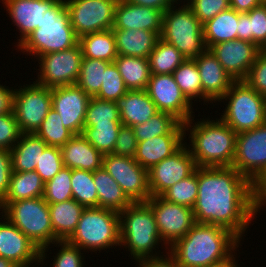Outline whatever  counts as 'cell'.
<instances>
[{"label":"cell","instance_id":"obj_58","mask_svg":"<svg viewBox=\"0 0 266 267\" xmlns=\"http://www.w3.org/2000/svg\"><path fill=\"white\" fill-rule=\"evenodd\" d=\"M230 8L238 13H248L251 9L265 3L264 0H229Z\"/></svg>","mask_w":266,"mask_h":267},{"label":"cell","instance_id":"obj_34","mask_svg":"<svg viewBox=\"0 0 266 267\" xmlns=\"http://www.w3.org/2000/svg\"><path fill=\"white\" fill-rule=\"evenodd\" d=\"M128 90H145L151 71L148 58L118 55L114 60Z\"/></svg>","mask_w":266,"mask_h":267},{"label":"cell","instance_id":"obj_27","mask_svg":"<svg viewBox=\"0 0 266 267\" xmlns=\"http://www.w3.org/2000/svg\"><path fill=\"white\" fill-rule=\"evenodd\" d=\"M118 55L149 58L157 40L155 32L138 29H112Z\"/></svg>","mask_w":266,"mask_h":267},{"label":"cell","instance_id":"obj_47","mask_svg":"<svg viewBox=\"0 0 266 267\" xmlns=\"http://www.w3.org/2000/svg\"><path fill=\"white\" fill-rule=\"evenodd\" d=\"M61 149L47 146L41 154L35 171L41 176L44 183L51 180L63 167Z\"/></svg>","mask_w":266,"mask_h":267},{"label":"cell","instance_id":"obj_51","mask_svg":"<svg viewBox=\"0 0 266 267\" xmlns=\"http://www.w3.org/2000/svg\"><path fill=\"white\" fill-rule=\"evenodd\" d=\"M21 134L13 111L0 115V149L10 151L18 142Z\"/></svg>","mask_w":266,"mask_h":267},{"label":"cell","instance_id":"obj_1","mask_svg":"<svg viewBox=\"0 0 266 267\" xmlns=\"http://www.w3.org/2000/svg\"><path fill=\"white\" fill-rule=\"evenodd\" d=\"M197 177L195 222L224 227L242 241L261 210L253 199L251 182L233 167H197Z\"/></svg>","mask_w":266,"mask_h":267},{"label":"cell","instance_id":"obj_10","mask_svg":"<svg viewBox=\"0 0 266 267\" xmlns=\"http://www.w3.org/2000/svg\"><path fill=\"white\" fill-rule=\"evenodd\" d=\"M18 88L14 89L12 111L20 131L35 134L52 108L51 88L36 82Z\"/></svg>","mask_w":266,"mask_h":267},{"label":"cell","instance_id":"obj_22","mask_svg":"<svg viewBox=\"0 0 266 267\" xmlns=\"http://www.w3.org/2000/svg\"><path fill=\"white\" fill-rule=\"evenodd\" d=\"M60 0H2L12 24L20 35L17 46L40 25L43 13L52 9Z\"/></svg>","mask_w":266,"mask_h":267},{"label":"cell","instance_id":"obj_41","mask_svg":"<svg viewBox=\"0 0 266 267\" xmlns=\"http://www.w3.org/2000/svg\"><path fill=\"white\" fill-rule=\"evenodd\" d=\"M47 146L63 147L74 134L64 127L61 117L54 110L50 109L48 115L42 121L40 128L35 133Z\"/></svg>","mask_w":266,"mask_h":267},{"label":"cell","instance_id":"obj_4","mask_svg":"<svg viewBox=\"0 0 266 267\" xmlns=\"http://www.w3.org/2000/svg\"><path fill=\"white\" fill-rule=\"evenodd\" d=\"M119 226V248L123 246L128 248L127 251L136 262L145 258L160 256V250L157 251L156 248L159 249L158 245L161 243L165 250L169 249L162 242L154 212L146 202H134L121 211L119 213Z\"/></svg>","mask_w":266,"mask_h":267},{"label":"cell","instance_id":"obj_9","mask_svg":"<svg viewBox=\"0 0 266 267\" xmlns=\"http://www.w3.org/2000/svg\"><path fill=\"white\" fill-rule=\"evenodd\" d=\"M224 101L220 119L237 134L266 123V98L244 81H235L219 102Z\"/></svg>","mask_w":266,"mask_h":267},{"label":"cell","instance_id":"obj_32","mask_svg":"<svg viewBox=\"0 0 266 267\" xmlns=\"http://www.w3.org/2000/svg\"><path fill=\"white\" fill-rule=\"evenodd\" d=\"M238 22L239 13L229 8L204 23L203 34L207 49L220 42L236 40Z\"/></svg>","mask_w":266,"mask_h":267},{"label":"cell","instance_id":"obj_2","mask_svg":"<svg viewBox=\"0 0 266 267\" xmlns=\"http://www.w3.org/2000/svg\"><path fill=\"white\" fill-rule=\"evenodd\" d=\"M240 242L235 234L224 227L195 223L168 251L180 267H217L234 258Z\"/></svg>","mask_w":266,"mask_h":267},{"label":"cell","instance_id":"obj_36","mask_svg":"<svg viewBox=\"0 0 266 267\" xmlns=\"http://www.w3.org/2000/svg\"><path fill=\"white\" fill-rule=\"evenodd\" d=\"M132 128L138 142L161 135H185L183 123L172 114L160 111L147 122Z\"/></svg>","mask_w":266,"mask_h":267},{"label":"cell","instance_id":"obj_43","mask_svg":"<svg viewBox=\"0 0 266 267\" xmlns=\"http://www.w3.org/2000/svg\"><path fill=\"white\" fill-rule=\"evenodd\" d=\"M98 123H121L117 102L91 97L87 106L84 127H92Z\"/></svg>","mask_w":266,"mask_h":267},{"label":"cell","instance_id":"obj_11","mask_svg":"<svg viewBox=\"0 0 266 267\" xmlns=\"http://www.w3.org/2000/svg\"><path fill=\"white\" fill-rule=\"evenodd\" d=\"M82 58L79 43L67 50L39 56L38 79L34 82L48 88L73 85L79 77Z\"/></svg>","mask_w":266,"mask_h":267},{"label":"cell","instance_id":"obj_37","mask_svg":"<svg viewBox=\"0 0 266 267\" xmlns=\"http://www.w3.org/2000/svg\"><path fill=\"white\" fill-rule=\"evenodd\" d=\"M151 74H173L186 58L173 45L159 38L149 56Z\"/></svg>","mask_w":266,"mask_h":267},{"label":"cell","instance_id":"obj_61","mask_svg":"<svg viewBox=\"0 0 266 267\" xmlns=\"http://www.w3.org/2000/svg\"><path fill=\"white\" fill-rule=\"evenodd\" d=\"M175 1H176V2L178 1V2H181V3H183V2H182L183 0H175ZM184 1H185V0H184Z\"/></svg>","mask_w":266,"mask_h":267},{"label":"cell","instance_id":"obj_13","mask_svg":"<svg viewBox=\"0 0 266 267\" xmlns=\"http://www.w3.org/2000/svg\"><path fill=\"white\" fill-rule=\"evenodd\" d=\"M103 167L133 203L146 202L151 197L148 170L137 163L134 157L106 154Z\"/></svg>","mask_w":266,"mask_h":267},{"label":"cell","instance_id":"obj_24","mask_svg":"<svg viewBox=\"0 0 266 267\" xmlns=\"http://www.w3.org/2000/svg\"><path fill=\"white\" fill-rule=\"evenodd\" d=\"M185 135H161L138 142L134 159L149 170L167 157L172 156L185 144Z\"/></svg>","mask_w":266,"mask_h":267},{"label":"cell","instance_id":"obj_45","mask_svg":"<svg viewBox=\"0 0 266 267\" xmlns=\"http://www.w3.org/2000/svg\"><path fill=\"white\" fill-rule=\"evenodd\" d=\"M43 199L47 203H59L73 199L71 188V169H62L44 185Z\"/></svg>","mask_w":266,"mask_h":267},{"label":"cell","instance_id":"obj_19","mask_svg":"<svg viewBox=\"0 0 266 267\" xmlns=\"http://www.w3.org/2000/svg\"><path fill=\"white\" fill-rule=\"evenodd\" d=\"M234 81H243L261 49L245 40L220 42L209 49Z\"/></svg>","mask_w":266,"mask_h":267},{"label":"cell","instance_id":"obj_42","mask_svg":"<svg viewBox=\"0 0 266 267\" xmlns=\"http://www.w3.org/2000/svg\"><path fill=\"white\" fill-rule=\"evenodd\" d=\"M71 188L73 199L85 208L98 207V194L93 182V172L71 170Z\"/></svg>","mask_w":266,"mask_h":267},{"label":"cell","instance_id":"obj_7","mask_svg":"<svg viewBox=\"0 0 266 267\" xmlns=\"http://www.w3.org/2000/svg\"><path fill=\"white\" fill-rule=\"evenodd\" d=\"M87 253L120 246L119 213L100 207L85 208L73 234L66 240Z\"/></svg>","mask_w":266,"mask_h":267},{"label":"cell","instance_id":"obj_44","mask_svg":"<svg viewBox=\"0 0 266 267\" xmlns=\"http://www.w3.org/2000/svg\"><path fill=\"white\" fill-rule=\"evenodd\" d=\"M161 196L169 202L193 208L198 196L197 168L190 176L175 183Z\"/></svg>","mask_w":266,"mask_h":267},{"label":"cell","instance_id":"obj_8","mask_svg":"<svg viewBox=\"0 0 266 267\" xmlns=\"http://www.w3.org/2000/svg\"><path fill=\"white\" fill-rule=\"evenodd\" d=\"M175 4L163 13L160 38L176 47L186 59H195L207 49L203 24L185 2L181 6L180 2Z\"/></svg>","mask_w":266,"mask_h":267},{"label":"cell","instance_id":"obj_14","mask_svg":"<svg viewBox=\"0 0 266 267\" xmlns=\"http://www.w3.org/2000/svg\"><path fill=\"white\" fill-rule=\"evenodd\" d=\"M146 203L154 212L162 241L169 247L196 223L192 208L169 202L162 196H151Z\"/></svg>","mask_w":266,"mask_h":267},{"label":"cell","instance_id":"obj_15","mask_svg":"<svg viewBox=\"0 0 266 267\" xmlns=\"http://www.w3.org/2000/svg\"><path fill=\"white\" fill-rule=\"evenodd\" d=\"M232 167L250 182L266 167V123L236 135Z\"/></svg>","mask_w":266,"mask_h":267},{"label":"cell","instance_id":"obj_59","mask_svg":"<svg viewBox=\"0 0 266 267\" xmlns=\"http://www.w3.org/2000/svg\"><path fill=\"white\" fill-rule=\"evenodd\" d=\"M0 267H19L13 261L0 257Z\"/></svg>","mask_w":266,"mask_h":267},{"label":"cell","instance_id":"obj_39","mask_svg":"<svg viewBox=\"0 0 266 267\" xmlns=\"http://www.w3.org/2000/svg\"><path fill=\"white\" fill-rule=\"evenodd\" d=\"M122 125V123H98L92 127H84L81 135L103 155L111 154Z\"/></svg>","mask_w":266,"mask_h":267},{"label":"cell","instance_id":"obj_16","mask_svg":"<svg viewBox=\"0 0 266 267\" xmlns=\"http://www.w3.org/2000/svg\"><path fill=\"white\" fill-rule=\"evenodd\" d=\"M145 90L158 111L172 114L181 123L195 116L193 103L185 97L173 74H151Z\"/></svg>","mask_w":266,"mask_h":267},{"label":"cell","instance_id":"obj_60","mask_svg":"<svg viewBox=\"0 0 266 267\" xmlns=\"http://www.w3.org/2000/svg\"><path fill=\"white\" fill-rule=\"evenodd\" d=\"M238 260H236V256L230 260L229 262L225 263V264H222L220 266H217V267H240V265L238 264L237 262Z\"/></svg>","mask_w":266,"mask_h":267},{"label":"cell","instance_id":"obj_25","mask_svg":"<svg viewBox=\"0 0 266 267\" xmlns=\"http://www.w3.org/2000/svg\"><path fill=\"white\" fill-rule=\"evenodd\" d=\"M63 165L79 170L96 171L103 167L104 155L96 150L81 134L74 135L63 147Z\"/></svg>","mask_w":266,"mask_h":267},{"label":"cell","instance_id":"obj_57","mask_svg":"<svg viewBox=\"0 0 266 267\" xmlns=\"http://www.w3.org/2000/svg\"><path fill=\"white\" fill-rule=\"evenodd\" d=\"M130 3L150 7L154 9L161 10L163 13L168 10L173 4L176 3L175 0H125Z\"/></svg>","mask_w":266,"mask_h":267},{"label":"cell","instance_id":"obj_53","mask_svg":"<svg viewBox=\"0 0 266 267\" xmlns=\"http://www.w3.org/2000/svg\"><path fill=\"white\" fill-rule=\"evenodd\" d=\"M12 174V158L9 150L0 149V202L5 198Z\"/></svg>","mask_w":266,"mask_h":267},{"label":"cell","instance_id":"obj_3","mask_svg":"<svg viewBox=\"0 0 266 267\" xmlns=\"http://www.w3.org/2000/svg\"><path fill=\"white\" fill-rule=\"evenodd\" d=\"M194 119L183 125L185 139L190 133L187 147L197 167H232L237 133L219 118H200L197 122Z\"/></svg>","mask_w":266,"mask_h":267},{"label":"cell","instance_id":"obj_28","mask_svg":"<svg viewBox=\"0 0 266 267\" xmlns=\"http://www.w3.org/2000/svg\"><path fill=\"white\" fill-rule=\"evenodd\" d=\"M48 205L54 242L67 240L75 231L85 207L74 199Z\"/></svg>","mask_w":266,"mask_h":267},{"label":"cell","instance_id":"obj_31","mask_svg":"<svg viewBox=\"0 0 266 267\" xmlns=\"http://www.w3.org/2000/svg\"><path fill=\"white\" fill-rule=\"evenodd\" d=\"M45 183L34 171H12L9 188L5 198L0 202V211L9 203L18 200L43 197Z\"/></svg>","mask_w":266,"mask_h":267},{"label":"cell","instance_id":"obj_12","mask_svg":"<svg viewBox=\"0 0 266 267\" xmlns=\"http://www.w3.org/2000/svg\"><path fill=\"white\" fill-rule=\"evenodd\" d=\"M117 3L118 0H65L76 36L112 29Z\"/></svg>","mask_w":266,"mask_h":267},{"label":"cell","instance_id":"obj_54","mask_svg":"<svg viewBox=\"0 0 266 267\" xmlns=\"http://www.w3.org/2000/svg\"><path fill=\"white\" fill-rule=\"evenodd\" d=\"M251 192L256 204L264 209L263 206L266 205V167L251 182Z\"/></svg>","mask_w":266,"mask_h":267},{"label":"cell","instance_id":"obj_52","mask_svg":"<svg viewBox=\"0 0 266 267\" xmlns=\"http://www.w3.org/2000/svg\"><path fill=\"white\" fill-rule=\"evenodd\" d=\"M138 146L133 128L122 125L112 154L134 157Z\"/></svg>","mask_w":266,"mask_h":267},{"label":"cell","instance_id":"obj_48","mask_svg":"<svg viewBox=\"0 0 266 267\" xmlns=\"http://www.w3.org/2000/svg\"><path fill=\"white\" fill-rule=\"evenodd\" d=\"M52 246L60 247L58 253L53 255V267H84L85 261L82 249L65 241H56ZM82 252V253H81ZM84 262V263H83Z\"/></svg>","mask_w":266,"mask_h":267},{"label":"cell","instance_id":"obj_6","mask_svg":"<svg viewBox=\"0 0 266 267\" xmlns=\"http://www.w3.org/2000/svg\"><path fill=\"white\" fill-rule=\"evenodd\" d=\"M0 212L40 249V264L44 265L48 250L54 243L49 205L43 197L9 202Z\"/></svg>","mask_w":266,"mask_h":267},{"label":"cell","instance_id":"obj_49","mask_svg":"<svg viewBox=\"0 0 266 267\" xmlns=\"http://www.w3.org/2000/svg\"><path fill=\"white\" fill-rule=\"evenodd\" d=\"M199 21L204 24L230 8L229 0H185Z\"/></svg>","mask_w":266,"mask_h":267},{"label":"cell","instance_id":"obj_33","mask_svg":"<svg viewBox=\"0 0 266 267\" xmlns=\"http://www.w3.org/2000/svg\"><path fill=\"white\" fill-rule=\"evenodd\" d=\"M237 39L256 44L266 49V2L251 9L248 13H239Z\"/></svg>","mask_w":266,"mask_h":267},{"label":"cell","instance_id":"obj_55","mask_svg":"<svg viewBox=\"0 0 266 267\" xmlns=\"http://www.w3.org/2000/svg\"><path fill=\"white\" fill-rule=\"evenodd\" d=\"M165 255L149 257L137 261L138 267H180L175 257L169 252L165 251Z\"/></svg>","mask_w":266,"mask_h":267},{"label":"cell","instance_id":"obj_50","mask_svg":"<svg viewBox=\"0 0 266 267\" xmlns=\"http://www.w3.org/2000/svg\"><path fill=\"white\" fill-rule=\"evenodd\" d=\"M243 81L266 98V49H261L258 53L255 62Z\"/></svg>","mask_w":266,"mask_h":267},{"label":"cell","instance_id":"obj_17","mask_svg":"<svg viewBox=\"0 0 266 267\" xmlns=\"http://www.w3.org/2000/svg\"><path fill=\"white\" fill-rule=\"evenodd\" d=\"M187 142L172 156L165 158L148 170L151 196H161L175 183L190 176L197 168Z\"/></svg>","mask_w":266,"mask_h":267},{"label":"cell","instance_id":"obj_40","mask_svg":"<svg viewBox=\"0 0 266 267\" xmlns=\"http://www.w3.org/2000/svg\"><path fill=\"white\" fill-rule=\"evenodd\" d=\"M110 63L101 59L82 58L79 77L75 84L91 97L95 96L101 89L105 69Z\"/></svg>","mask_w":266,"mask_h":267},{"label":"cell","instance_id":"obj_20","mask_svg":"<svg viewBox=\"0 0 266 267\" xmlns=\"http://www.w3.org/2000/svg\"><path fill=\"white\" fill-rule=\"evenodd\" d=\"M0 215V257L13 261L19 267L39 266L40 249L38 246L3 214L0 213ZM33 263L35 265H32Z\"/></svg>","mask_w":266,"mask_h":267},{"label":"cell","instance_id":"obj_18","mask_svg":"<svg viewBox=\"0 0 266 267\" xmlns=\"http://www.w3.org/2000/svg\"><path fill=\"white\" fill-rule=\"evenodd\" d=\"M91 96L76 84L51 88L52 109L74 135L82 133Z\"/></svg>","mask_w":266,"mask_h":267},{"label":"cell","instance_id":"obj_21","mask_svg":"<svg viewBox=\"0 0 266 267\" xmlns=\"http://www.w3.org/2000/svg\"><path fill=\"white\" fill-rule=\"evenodd\" d=\"M195 62L201 77L202 91L204 93L203 104L207 105L206 103H208L211 105L213 102H219L235 81L209 49H206L195 58Z\"/></svg>","mask_w":266,"mask_h":267},{"label":"cell","instance_id":"obj_35","mask_svg":"<svg viewBox=\"0 0 266 267\" xmlns=\"http://www.w3.org/2000/svg\"><path fill=\"white\" fill-rule=\"evenodd\" d=\"M83 58L114 62L118 54L112 29L89 33L79 38Z\"/></svg>","mask_w":266,"mask_h":267},{"label":"cell","instance_id":"obj_23","mask_svg":"<svg viewBox=\"0 0 266 267\" xmlns=\"http://www.w3.org/2000/svg\"><path fill=\"white\" fill-rule=\"evenodd\" d=\"M162 21L161 10L118 0L112 29H141L155 32L160 37Z\"/></svg>","mask_w":266,"mask_h":267},{"label":"cell","instance_id":"obj_56","mask_svg":"<svg viewBox=\"0 0 266 267\" xmlns=\"http://www.w3.org/2000/svg\"><path fill=\"white\" fill-rule=\"evenodd\" d=\"M0 84V115L12 112L14 88Z\"/></svg>","mask_w":266,"mask_h":267},{"label":"cell","instance_id":"obj_38","mask_svg":"<svg viewBox=\"0 0 266 267\" xmlns=\"http://www.w3.org/2000/svg\"><path fill=\"white\" fill-rule=\"evenodd\" d=\"M173 76L179 88L191 103L198 102V99L199 102L204 101L201 77L195 59H186L173 72ZM193 100L194 102H192Z\"/></svg>","mask_w":266,"mask_h":267},{"label":"cell","instance_id":"obj_29","mask_svg":"<svg viewBox=\"0 0 266 267\" xmlns=\"http://www.w3.org/2000/svg\"><path fill=\"white\" fill-rule=\"evenodd\" d=\"M93 182L98 194V207L120 213L133 203L104 167L93 172Z\"/></svg>","mask_w":266,"mask_h":267},{"label":"cell","instance_id":"obj_46","mask_svg":"<svg viewBox=\"0 0 266 267\" xmlns=\"http://www.w3.org/2000/svg\"><path fill=\"white\" fill-rule=\"evenodd\" d=\"M127 91L116 64L110 63L105 69L101 89L95 97L118 103Z\"/></svg>","mask_w":266,"mask_h":267},{"label":"cell","instance_id":"obj_26","mask_svg":"<svg viewBox=\"0 0 266 267\" xmlns=\"http://www.w3.org/2000/svg\"><path fill=\"white\" fill-rule=\"evenodd\" d=\"M118 105L120 121L124 126L145 123L159 112L146 90H128Z\"/></svg>","mask_w":266,"mask_h":267},{"label":"cell","instance_id":"obj_30","mask_svg":"<svg viewBox=\"0 0 266 267\" xmlns=\"http://www.w3.org/2000/svg\"><path fill=\"white\" fill-rule=\"evenodd\" d=\"M47 144L36 134L22 133L10 150L12 171H34Z\"/></svg>","mask_w":266,"mask_h":267},{"label":"cell","instance_id":"obj_5","mask_svg":"<svg viewBox=\"0 0 266 267\" xmlns=\"http://www.w3.org/2000/svg\"><path fill=\"white\" fill-rule=\"evenodd\" d=\"M79 43L70 23L65 0H60L52 9L43 13L40 25L17 47L26 55L37 57L70 49Z\"/></svg>","mask_w":266,"mask_h":267}]
</instances>
